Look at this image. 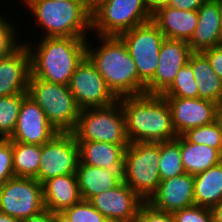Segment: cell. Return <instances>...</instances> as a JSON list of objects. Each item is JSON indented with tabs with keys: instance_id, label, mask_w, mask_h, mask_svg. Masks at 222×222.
<instances>
[{
	"instance_id": "1",
	"label": "cell",
	"mask_w": 222,
	"mask_h": 222,
	"mask_svg": "<svg viewBox=\"0 0 222 222\" xmlns=\"http://www.w3.org/2000/svg\"><path fill=\"white\" fill-rule=\"evenodd\" d=\"M125 118L130 143L164 142L178 137L166 99L158 94L118 98Z\"/></svg>"
},
{
	"instance_id": "2",
	"label": "cell",
	"mask_w": 222,
	"mask_h": 222,
	"mask_svg": "<svg viewBox=\"0 0 222 222\" xmlns=\"http://www.w3.org/2000/svg\"><path fill=\"white\" fill-rule=\"evenodd\" d=\"M88 37H44L23 41L30 51L31 76L69 86L78 64L86 56Z\"/></svg>"
},
{
	"instance_id": "3",
	"label": "cell",
	"mask_w": 222,
	"mask_h": 222,
	"mask_svg": "<svg viewBox=\"0 0 222 222\" xmlns=\"http://www.w3.org/2000/svg\"><path fill=\"white\" fill-rule=\"evenodd\" d=\"M96 36L97 45L91 43V36L87 38L86 55L107 87L117 98L138 95L137 67L126 44L119 36Z\"/></svg>"
},
{
	"instance_id": "4",
	"label": "cell",
	"mask_w": 222,
	"mask_h": 222,
	"mask_svg": "<svg viewBox=\"0 0 222 222\" xmlns=\"http://www.w3.org/2000/svg\"><path fill=\"white\" fill-rule=\"evenodd\" d=\"M24 8L32 13L39 31L43 29L40 38L91 36L92 15L84 0H33Z\"/></svg>"
},
{
	"instance_id": "5",
	"label": "cell",
	"mask_w": 222,
	"mask_h": 222,
	"mask_svg": "<svg viewBox=\"0 0 222 222\" xmlns=\"http://www.w3.org/2000/svg\"><path fill=\"white\" fill-rule=\"evenodd\" d=\"M160 142L130 143L124 152L122 181L145 202L160 184Z\"/></svg>"
},
{
	"instance_id": "6",
	"label": "cell",
	"mask_w": 222,
	"mask_h": 222,
	"mask_svg": "<svg viewBox=\"0 0 222 222\" xmlns=\"http://www.w3.org/2000/svg\"><path fill=\"white\" fill-rule=\"evenodd\" d=\"M27 93L40 106L47 120L59 132L74 130L80 108L76 104L69 86L30 76Z\"/></svg>"
},
{
	"instance_id": "7",
	"label": "cell",
	"mask_w": 222,
	"mask_h": 222,
	"mask_svg": "<svg viewBox=\"0 0 222 222\" xmlns=\"http://www.w3.org/2000/svg\"><path fill=\"white\" fill-rule=\"evenodd\" d=\"M72 133L76 141L130 144L119 100L109 106L80 110L76 127Z\"/></svg>"
},
{
	"instance_id": "8",
	"label": "cell",
	"mask_w": 222,
	"mask_h": 222,
	"mask_svg": "<svg viewBox=\"0 0 222 222\" xmlns=\"http://www.w3.org/2000/svg\"><path fill=\"white\" fill-rule=\"evenodd\" d=\"M92 37L120 36L152 19L147 0H107L92 13Z\"/></svg>"
},
{
	"instance_id": "9",
	"label": "cell",
	"mask_w": 222,
	"mask_h": 222,
	"mask_svg": "<svg viewBox=\"0 0 222 222\" xmlns=\"http://www.w3.org/2000/svg\"><path fill=\"white\" fill-rule=\"evenodd\" d=\"M126 44L138 73V95L145 93L146 85L154 78L157 70L160 47L165 36L149 21L136 26L119 36Z\"/></svg>"
},
{
	"instance_id": "10",
	"label": "cell",
	"mask_w": 222,
	"mask_h": 222,
	"mask_svg": "<svg viewBox=\"0 0 222 222\" xmlns=\"http://www.w3.org/2000/svg\"><path fill=\"white\" fill-rule=\"evenodd\" d=\"M45 209L43 184L34 178L13 177L0 186V212L17 220Z\"/></svg>"
},
{
	"instance_id": "11",
	"label": "cell",
	"mask_w": 222,
	"mask_h": 222,
	"mask_svg": "<svg viewBox=\"0 0 222 222\" xmlns=\"http://www.w3.org/2000/svg\"><path fill=\"white\" fill-rule=\"evenodd\" d=\"M79 145L72 132H58L41 145L40 168L37 179L45 181L66 174H75L79 163Z\"/></svg>"
},
{
	"instance_id": "12",
	"label": "cell",
	"mask_w": 222,
	"mask_h": 222,
	"mask_svg": "<svg viewBox=\"0 0 222 222\" xmlns=\"http://www.w3.org/2000/svg\"><path fill=\"white\" fill-rule=\"evenodd\" d=\"M69 88L80 110L109 106L118 100L87 55L75 69Z\"/></svg>"
},
{
	"instance_id": "13",
	"label": "cell",
	"mask_w": 222,
	"mask_h": 222,
	"mask_svg": "<svg viewBox=\"0 0 222 222\" xmlns=\"http://www.w3.org/2000/svg\"><path fill=\"white\" fill-rule=\"evenodd\" d=\"M109 222H133L145 202L125 182L103 191L89 201Z\"/></svg>"
},
{
	"instance_id": "14",
	"label": "cell",
	"mask_w": 222,
	"mask_h": 222,
	"mask_svg": "<svg viewBox=\"0 0 222 222\" xmlns=\"http://www.w3.org/2000/svg\"><path fill=\"white\" fill-rule=\"evenodd\" d=\"M58 132L40 106L27 95L23 99L14 132L8 139L24 144L43 145Z\"/></svg>"
},
{
	"instance_id": "15",
	"label": "cell",
	"mask_w": 222,
	"mask_h": 222,
	"mask_svg": "<svg viewBox=\"0 0 222 222\" xmlns=\"http://www.w3.org/2000/svg\"><path fill=\"white\" fill-rule=\"evenodd\" d=\"M192 53L187 41L165 38L160 47L154 78L146 85V94L161 95L173 82Z\"/></svg>"
},
{
	"instance_id": "16",
	"label": "cell",
	"mask_w": 222,
	"mask_h": 222,
	"mask_svg": "<svg viewBox=\"0 0 222 222\" xmlns=\"http://www.w3.org/2000/svg\"><path fill=\"white\" fill-rule=\"evenodd\" d=\"M178 136L187 130L216 121V103L201 98L164 97Z\"/></svg>"
},
{
	"instance_id": "17",
	"label": "cell",
	"mask_w": 222,
	"mask_h": 222,
	"mask_svg": "<svg viewBox=\"0 0 222 222\" xmlns=\"http://www.w3.org/2000/svg\"><path fill=\"white\" fill-rule=\"evenodd\" d=\"M147 202L155 209L168 213L194 205V175L184 173L161 180Z\"/></svg>"
},
{
	"instance_id": "18",
	"label": "cell",
	"mask_w": 222,
	"mask_h": 222,
	"mask_svg": "<svg viewBox=\"0 0 222 222\" xmlns=\"http://www.w3.org/2000/svg\"><path fill=\"white\" fill-rule=\"evenodd\" d=\"M30 76V51L23 43L13 53L0 58V97L27 93Z\"/></svg>"
},
{
	"instance_id": "19",
	"label": "cell",
	"mask_w": 222,
	"mask_h": 222,
	"mask_svg": "<svg viewBox=\"0 0 222 222\" xmlns=\"http://www.w3.org/2000/svg\"><path fill=\"white\" fill-rule=\"evenodd\" d=\"M198 24L187 42L192 52H202L222 44V10L220 0H207L197 10Z\"/></svg>"
},
{
	"instance_id": "20",
	"label": "cell",
	"mask_w": 222,
	"mask_h": 222,
	"mask_svg": "<svg viewBox=\"0 0 222 222\" xmlns=\"http://www.w3.org/2000/svg\"><path fill=\"white\" fill-rule=\"evenodd\" d=\"M151 21L165 38L188 42L198 24V11L181 10L164 5L152 12Z\"/></svg>"
},
{
	"instance_id": "21",
	"label": "cell",
	"mask_w": 222,
	"mask_h": 222,
	"mask_svg": "<svg viewBox=\"0 0 222 222\" xmlns=\"http://www.w3.org/2000/svg\"><path fill=\"white\" fill-rule=\"evenodd\" d=\"M122 171L87 165L79 160L75 174L82 200L90 201L103 191L116 187L122 181Z\"/></svg>"
},
{
	"instance_id": "22",
	"label": "cell",
	"mask_w": 222,
	"mask_h": 222,
	"mask_svg": "<svg viewBox=\"0 0 222 222\" xmlns=\"http://www.w3.org/2000/svg\"><path fill=\"white\" fill-rule=\"evenodd\" d=\"M82 200L76 174L53 177L43 183V201L52 213L63 212Z\"/></svg>"
},
{
	"instance_id": "23",
	"label": "cell",
	"mask_w": 222,
	"mask_h": 222,
	"mask_svg": "<svg viewBox=\"0 0 222 222\" xmlns=\"http://www.w3.org/2000/svg\"><path fill=\"white\" fill-rule=\"evenodd\" d=\"M80 161L104 169H123L124 152L128 145L97 141H77Z\"/></svg>"
},
{
	"instance_id": "24",
	"label": "cell",
	"mask_w": 222,
	"mask_h": 222,
	"mask_svg": "<svg viewBox=\"0 0 222 222\" xmlns=\"http://www.w3.org/2000/svg\"><path fill=\"white\" fill-rule=\"evenodd\" d=\"M188 63L194 72L199 98L217 102L222 97V79L202 52H192Z\"/></svg>"
},
{
	"instance_id": "25",
	"label": "cell",
	"mask_w": 222,
	"mask_h": 222,
	"mask_svg": "<svg viewBox=\"0 0 222 222\" xmlns=\"http://www.w3.org/2000/svg\"><path fill=\"white\" fill-rule=\"evenodd\" d=\"M222 201V161L194 175L195 205L211 208Z\"/></svg>"
},
{
	"instance_id": "26",
	"label": "cell",
	"mask_w": 222,
	"mask_h": 222,
	"mask_svg": "<svg viewBox=\"0 0 222 222\" xmlns=\"http://www.w3.org/2000/svg\"><path fill=\"white\" fill-rule=\"evenodd\" d=\"M181 160L185 173L196 175L222 161V153L218 149L203 144L188 142L180 135Z\"/></svg>"
},
{
	"instance_id": "27",
	"label": "cell",
	"mask_w": 222,
	"mask_h": 222,
	"mask_svg": "<svg viewBox=\"0 0 222 222\" xmlns=\"http://www.w3.org/2000/svg\"><path fill=\"white\" fill-rule=\"evenodd\" d=\"M41 145L13 141L15 177L36 178L40 168Z\"/></svg>"
},
{
	"instance_id": "28",
	"label": "cell",
	"mask_w": 222,
	"mask_h": 222,
	"mask_svg": "<svg viewBox=\"0 0 222 222\" xmlns=\"http://www.w3.org/2000/svg\"><path fill=\"white\" fill-rule=\"evenodd\" d=\"M160 179H170L185 173L180 152V136L174 140L160 142Z\"/></svg>"
},
{
	"instance_id": "29",
	"label": "cell",
	"mask_w": 222,
	"mask_h": 222,
	"mask_svg": "<svg viewBox=\"0 0 222 222\" xmlns=\"http://www.w3.org/2000/svg\"><path fill=\"white\" fill-rule=\"evenodd\" d=\"M28 93L0 97V136L8 139L16 127L23 99Z\"/></svg>"
},
{
	"instance_id": "30",
	"label": "cell",
	"mask_w": 222,
	"mask_h": 222,
	"mask_svg": "<svg viewBox=\"0 0 222 222\" xmlns=\"http://www.w3.org/2000/svg\"><path fill=\"white\" fill-rule=\"evenodd\" d=\"M161 95L163 97L199 98L194 72L188 62L179 70L172 84Z\"/></svg>"
},
{
	"instance_id": "31",
	"label": "cell",
	"mask_w": 222,
	"mask_h": 222,
	"mask_svg": "<svg viewBox=\"0 0 222 222\" xmlns=\"http://www.w3.org/2000/svg\"><path fill=\"white\" fill-rule=\"evenodd\" d=\"M182 136L190 143L207 145L222 153V126L217 121L189 129Z\"/></svg>"
},
{
	"instance_id": "32",
	"label": "cell",
	"mask_w": 222,
	"mask_h": 222,
	"mask_svg": "<svg viewBox=\"0 0 222 222\" xmlns=\"http://www.w3.org/2000/svg\"><path fill=\"white\" fill-rule=\"evenodd\" d=\"M13 24V21L10 22V19L8 21L5 16L0 15V58L13 53L24 43L21 42L23 40L19 42L21 36L17 34L18 29Z\"/></svg>"
},
{
	"instance_id": "33",
	"label": "cell",
	"mask_w": 222,
	"mask_h": 222,
	"mask_svg": "<svg viewBox=\"0 0 222 222\" xmlns=\"http://www.w3.org/2000/svg\"><path fill=\"white\" fill-rule=\"evenodd\" d=\"M63 213L70 222H109L89 201L81 200Z\"/></svg>"
},
{
	"instance_id": "34",
	"label": "cell",
	"mask_w": 222,
	"mask_h": 222,
	"mask_svg": "<svg viewBox=\"0 0 222 222\" xmlns=\"http://www.w3.org/2000/svg\"><path fill=\"white\" fill-rule=\"evenodd\" d=\"M172 214L175 222H213L210 208L195 204L174 211Z\"/></svg>"
},
{
	"instance_id": "35",
	"label": "cell",
	"mask_w": 222,
	"mask_h": 222,
	"mask_svg": "<svg viewBox=\"0 0 222 222\" xmlns=\"http://www.w3.org/2000/svg\"><path fill=\"white\" fill-rule=\"evenodd\" d=\"M15 177L13 170V141H0V186L7 180Z\"/></svg>"
},
{
	"instance_id": "36",
	"label": "cell",
	"mask_w": 222,
	"mask_h": 222,
	"mask_svg": "<svg viewBox=\"0 0 222 222\" xmlns=\"http://www.w3.org/2000/svg\"><path fill=\"white\" fill-rule=\"evenodd\" d=\"M133 222H175L173 214L163 212L144 202Z\"/></svg>"
},
{
	"instance_id": "37",
	"label": "cell",
	"mask_w": 222,
	"mask_h": 222,
	"mask_svg": "<svg viewBox=\"0 0 222 222\" xmlns=\"http://www.w3.org/2000/svg\"><path fill=\"white\" fill-rule=\"evenodd\" d=\"M202 53L207 57L215 73L222 79V44L206 49Z\"/></svg>"
},
{
	"instance_id": "38",
	"label": "cell",
	"mask_w": 222,
	"mask_h": 222,
	"mask_svg": "<svg viewBox=\"0 0 222 222\" xmlns=\"http://www.w3.org/2000/svg\"><path fill=\"white\" fill-rule=\"evenodd\" d=\"M207 0H170L168 6L181 10H198Z\"/></svg>"
},
{
	"instance_id": "39",
	"label": "cell",
	"mask_w": 222,
	"mask_h": 222,
	"mask_svg": "<svg viewBox=\"0 0 222 222\" xmlns=\"http://www.w3.org/2000/svg\"><path fill=\"white\" fill-rule=\"evenodd\" d=\"M18 222H53V213L45 208L35 215L18 220Z\"/></svg>"
},
{
	"instance_id": "40",
	"label": "cell",
	"mask_w": 222,
	"mask_h": 222,
	"mask_svg": "<svg viewBox=\"0 0 222 222\" xmlns=\"http://www.w3.org/2000/svg\"><path fill=\"white\" fill-rule=\"evenodd\" d=\"M213 222H222V201L210 208Z\"/></svg>"
},
{
	"instance_id": "41",
	"label": "cell",
	"mask_w": 222,
	"mask_h": 222,
	"mask_svg": "<svg viewBox=\"0 0 222 222\" xmlns=\"http://www.w3.org/2000/svg\"><path fill=\"white\" fill-rule=\"evenodd\" d=\"M107 0H84L86 8L92 13L97 7Z\"/></svg>"
},
{
	"instance_id": "42",
	"label": "cell",
	"mask_w": 222,
	"mask_h": 222,
	"mask_svg": "<svg viewBox=\"0 0 222 222\" xmlns=\"http://www.w3.org/2000/svg\"><path fill=\"white\" fill-rule=\"evenodd\" d=\"M170 0H147L149 8L152 10V12L164 5H168Z\"/></svg>"
},
{
	"instance_id": "43",
	"label": "cell",
	"mask_w": 222,
	"mask_h": 222,
	"mask_svg": "<svg viewBox=\"0 0 222 222\" xmlns=\"http://www.w3.org/2000/svg\"><path fill=\"white\" fill-rule=\"evenodd\" d=\"M216 121L222 126V97L216 102Z\"/></svg>"
},
{
	"instance_id": "44",
	"label": "cell",
	"mask_w": 222,
	"mask_h": 222,
	"mask_svg": "<svg viewBox=\"0 0 222 222\" xmlns=\"http://www.w3.org/2000/svg\"><path fill=\"white\" fill-rule=\"evenodd\" d=\"M53 222H70V220L63 212H56L53 213Z\"/></svg>"
},
{
	"instance_id": "45",
	"label": "cell",
	"mask_w": 222,
	"mask_h": 222,
	"mask_svg": "<svg viewBox=\"0 0 222 222\" xmlns=\"http://www.w3.org/2000/svg\"><path fill=\"white\" fill-rule=\"evenodd\" d=\"M0 222H18V220L0 212Z\"/></svg>"
},
{
	"instance_id": "46",
	"label": "cell",
	"mask_w": 222,
	"mask_h": 222,
	"mask_svg": "<svg viewBox=\"0 0 222 222\" xmlns=\"http://www.w3.org/2000/svg\"><path fill=\"white\" fill-rule=\"evenodd\" d=\"M21 5L23 3V5L26 7L28 4H30L33 0H21Z\"/></svg>"
}]
</instances>
